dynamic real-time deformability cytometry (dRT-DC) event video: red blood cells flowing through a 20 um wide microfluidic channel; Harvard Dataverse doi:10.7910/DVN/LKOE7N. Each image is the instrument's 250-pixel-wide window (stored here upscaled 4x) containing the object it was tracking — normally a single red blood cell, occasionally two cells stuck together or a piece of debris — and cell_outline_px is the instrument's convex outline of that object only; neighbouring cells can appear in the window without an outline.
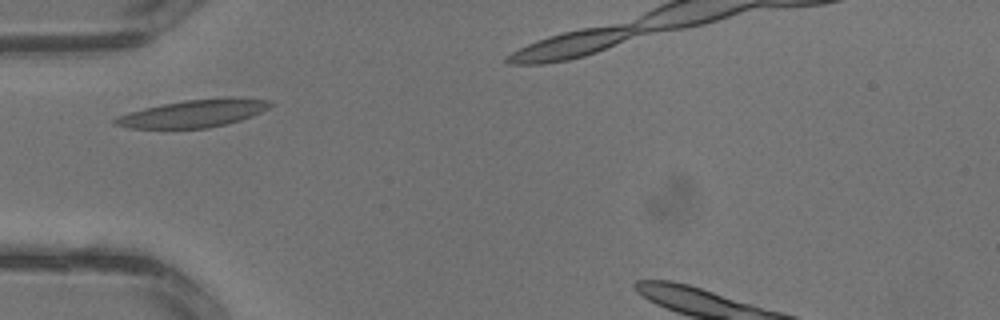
{"species": "common noctule bat (a hibernating species)", "species_latin": "Nyctalus noctula", "temperature_condition": "warm", "stored_images_in_passage": 4, "camera_frame_rate_fps": 3000, "um_per_image_px": 0.085, "animal": {"sex": "male", "body_mass_g": 13.3}, "frame": {"image": 1, "passage_image": 2, "time_ms": 0.333, "image_size_px": [1000, 320], "cell_outline_px": [[276, 104], [252, 116], [240, 120], [208, 128], [128, 128], [112, 124], [112, 120], [116, 116], [144, 108], [184, 100], [232, 96], [272, 100]], "centroid_in_image_um": [16.49, 9.62], "position_along_channel_um": 68.5, "area_um2": 25.14}}